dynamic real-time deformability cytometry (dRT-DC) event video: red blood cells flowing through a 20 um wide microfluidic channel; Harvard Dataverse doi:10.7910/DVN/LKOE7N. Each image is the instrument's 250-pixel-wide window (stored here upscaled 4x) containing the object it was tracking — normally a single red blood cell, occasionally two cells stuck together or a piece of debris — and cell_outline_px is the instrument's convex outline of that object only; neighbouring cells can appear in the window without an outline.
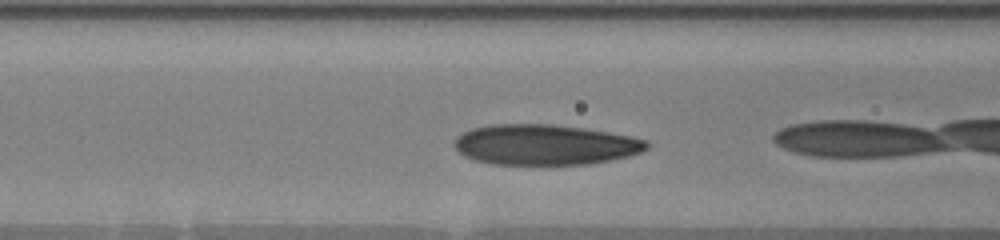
{"species": "human", "species_latin": "Homo sapiens", "temperature_condition": "warm", "stored_images_in_passage": 61, "camera_frame_rate_fps": 3000, "um_per_image_px": 0.085, "donor": {"sex": "male"}, "frame": {"image": 1, "passage_image": 22, "time_ms": 5.0, "image_size_px": [1000, 240], "cell_outline_px": [[652, 144], [648, 148], [640, 152], [628, 156], [612, 160], [588, 164], [492, 164], [476, 160], [464, 156], [456, 148], [456, 136], [472, 128], [492, 124], [552, 124], [584, 128], [632, 136], [648, 140]], "centroid_in_image_um": [46.37, 12.29], "position_along_channel_um": 120.2, "area_um2": 45.37}}
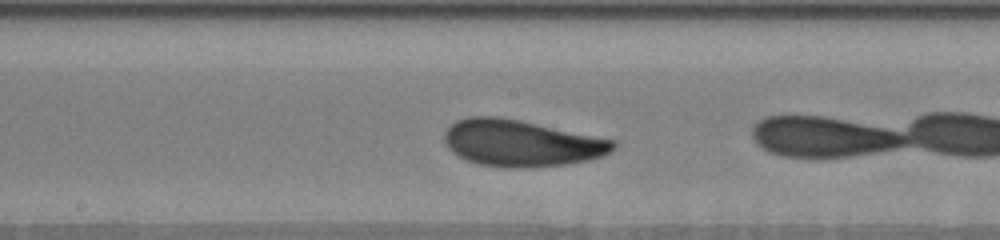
{"frame": {"image": 2, "passage_image": 29, "time_ms": 7.333, "image_size_px": [1000, 240], "cell_outline_px": [[616, 148], [600, 156], [588, 160], [568, 164], [532, 168], [512, 168], [480, 164], [468, 160], [452, 152], [448, 148], [444, 140], [444, 132], [456, 120], [468, 116], [496, 116], [520, 120], [616, 140]], "centroid_in_image_um": [44.3, 12.16], "position_along_channel_um": 203.9, "area_um2": 45.84}}